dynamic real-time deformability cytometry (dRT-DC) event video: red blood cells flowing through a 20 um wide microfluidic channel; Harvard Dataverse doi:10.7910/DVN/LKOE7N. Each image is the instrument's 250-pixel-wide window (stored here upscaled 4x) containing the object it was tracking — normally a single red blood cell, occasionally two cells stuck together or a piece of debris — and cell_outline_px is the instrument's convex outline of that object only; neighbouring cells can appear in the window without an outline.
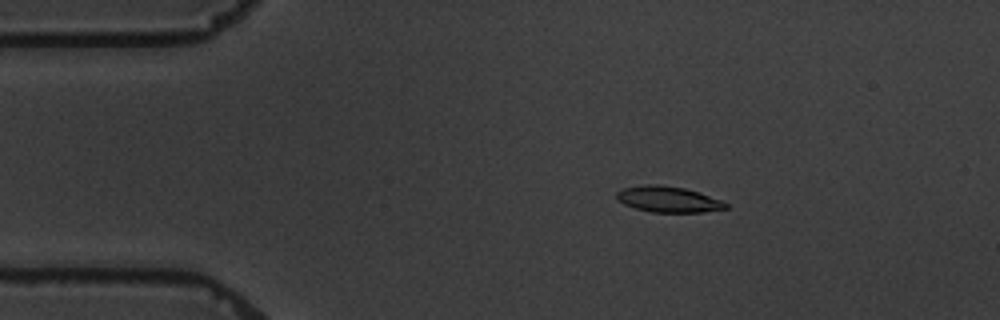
{"species": "common noctule bat (a hibernating species)", "species_latin": "Nyctalus noctula", "temperature_condition": "warm", "stored_images_in_passage": 5, "camera_frame_rate_fps": 3000, "um_per_image_px": 0.085, "animal": {"sex": "male", "body_mass_g": 19.5, "forearm_length_mm": 54.6}, "frame": {"image": 1, "passage_image": 3, "time_ms": 2.333, "image_size_px": [1000, 320], "cell_outline_px": [[728, 208], [704, 212], [652, 212], [636, 208], [624, 204], [616, 200], [616, 192], [624, 188], [644, 184], [660, 184], [684, 188], [720, 200], [728, 204]], "centroid_in_image_um": [56.76, 16.94], "position_along_channel_um": 28.2, "area_um2": 16.36}}
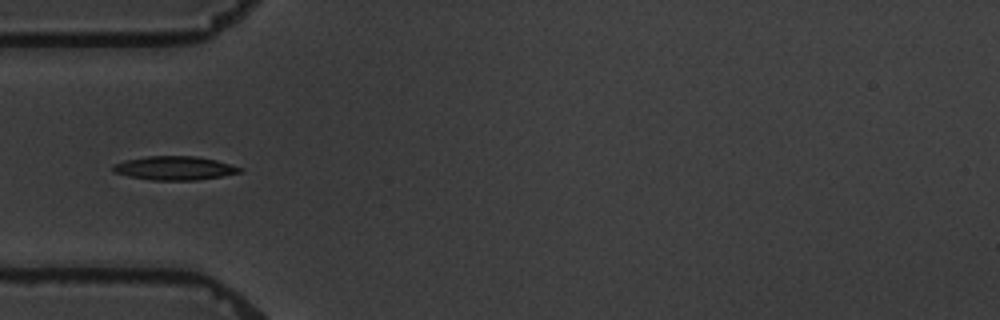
{"frame": {"image": 2, "passage_image": 5, "time_ms": 5.0, "image_size_px": [1000, 320], "cell_outline_px": [[244, 168], [240, 172], [220, 176], [196, 180], [152, 180], [128, 176], [112, 172], [112, 164], [124, 160], [148, 156], [196, 156], [216, 160]], "centroid_in_image_um": [14.79, 14.28], "position_along_channel_um": 70.2, "area_um2": 17.57}}